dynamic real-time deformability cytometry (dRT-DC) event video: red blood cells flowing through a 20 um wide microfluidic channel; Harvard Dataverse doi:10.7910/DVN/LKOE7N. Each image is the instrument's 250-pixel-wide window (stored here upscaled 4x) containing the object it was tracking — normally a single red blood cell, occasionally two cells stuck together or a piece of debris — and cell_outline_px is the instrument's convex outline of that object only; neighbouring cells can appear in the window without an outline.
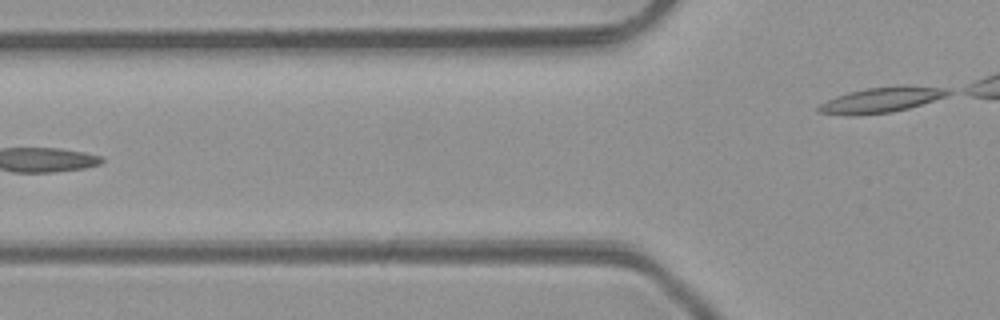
{"species": "common noctule bat (a hibernating species)", "species_latin": "Nyctalus noctula", "temperature_condition": "room temperature", "stored_images_in_passage": 4, "camera_frame_rate_fps": 3000, "um_per_image_px": 0.085, "animal": {"sex": "male", "body_mass_g": 23.1, "forearm_length_mm": 52.7}, "frame": {"image": 1, "passage_image": 4, "time_ms": 3.333, "image_size_px": [1000, 320], "cell_outline_px": [[952, 92], [944, 96], [908, 108], [892, 112], [852, 116], [844, 116], [816, 112], [816, 108], [820, 104], [836, 96], [848, 92], [868, 88], [900, 84], [908, 84], [948, 88]], "centroid_in_image_um": [74.88, 8.48], "position_along_channel_um": 50.9, "area_um2": 19.42}}